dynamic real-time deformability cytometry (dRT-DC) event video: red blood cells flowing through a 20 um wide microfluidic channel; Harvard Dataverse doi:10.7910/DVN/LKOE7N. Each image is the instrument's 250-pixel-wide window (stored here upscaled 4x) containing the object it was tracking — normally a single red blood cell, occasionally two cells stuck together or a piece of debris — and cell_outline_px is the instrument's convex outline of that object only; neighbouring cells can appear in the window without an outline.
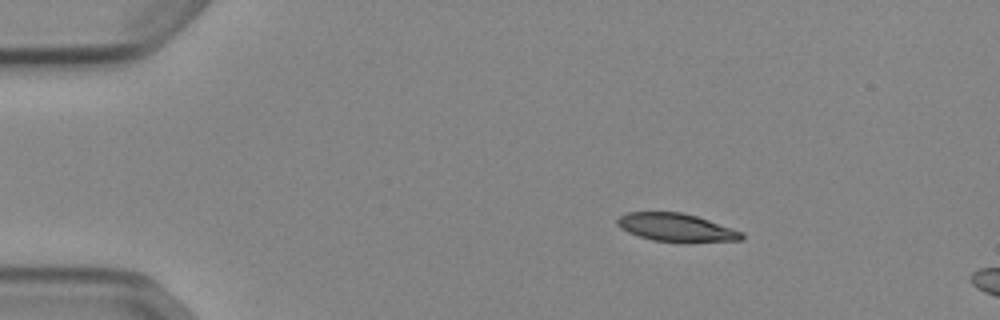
{"species": "Egyptian fruit bat (a non-hibernating species)", "species_latin": "Rousettus aegyptiacus", "temperature_condition": "cold", "stored_images_in_passage": 13, "camera_frame_rate_fps": 3000, "um_per_image_px": 0.085, "animal": {"sex": "female"}, "frame": {"image": 1, "passage_image": 8, "time_ms": 2.333, "image_size_px": [1000, 320], "cell_outline_px": [[744, 236], [740, 240], [652, 240], [628, 232], [620, 228], [616, 224], [616, 220], [620, 216], [628, 212], [680, 212], [696, 216], [744, 232]], "centroid_in_image_um": [57.41, 19.29], "position_along_channel_um": 27.6, "area_um2": 19.48}}